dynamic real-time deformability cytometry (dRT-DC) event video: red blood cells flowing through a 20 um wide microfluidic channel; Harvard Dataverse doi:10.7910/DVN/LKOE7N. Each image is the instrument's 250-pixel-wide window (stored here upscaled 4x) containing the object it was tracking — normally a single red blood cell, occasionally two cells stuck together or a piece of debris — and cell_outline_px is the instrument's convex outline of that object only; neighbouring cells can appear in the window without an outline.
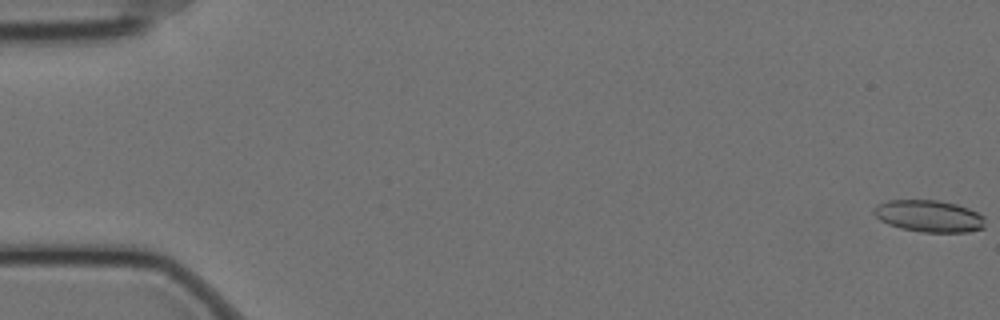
{"species": "Egyptian fruit bat (a non-hibernating species)", "species_latin": "Rousettus aegyptiacus", "temperature_condition": "cold", "stored_images_in_passage": 21, "camera_frame_rate_fps": 3000, "um_per_image_px": 0.085, "animal": {"sex": "female"}, "frame": {"image": 1, "passage_image": 1, "time_ms": 0.0, "image_size_px": [1000, 320], "cell_outline_px": [[984, 228], [968, 232], [920, 232], [900, 228], [888, 224], [880, 220], [872, 212], [872, 208], [876, 204], [888, 200], [940, 200], [956, 204], [968, 208], [984, 216]], "centroid_in_image_um": [78.93, 18.36], "position_along_channel_um": 6.1, "area_um2": 20.87}}
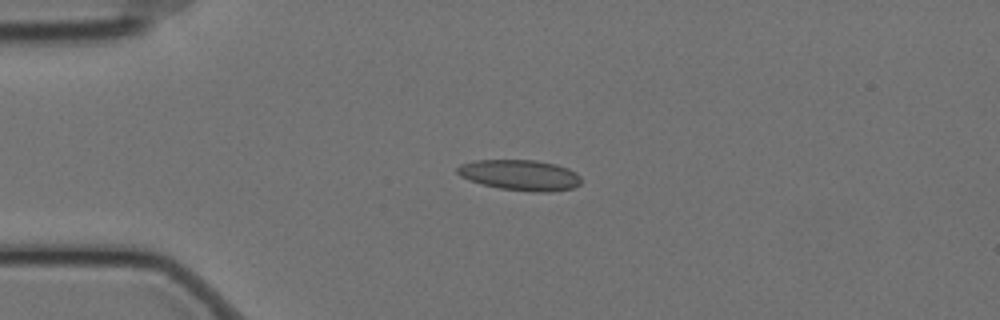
{"frame": {"image": 2, "passage_image": 15, "time_ms": 4.667, "image_size_px": [1000, 320], "cell_outline_px": [[580, 184], [572, 188], [552, 192], [532, 192], [500, 188], [468, 180], [460, 176], [456, 172], [456, 168], [460, 164], [476, 160], [536, 160], [556, 164], [568, 168], [576, 172], [580, 176]], "centroid_in_image_um": [44.21, 14.88], "position_along_channel_um": 40.8, "area_um2": 22.2}}
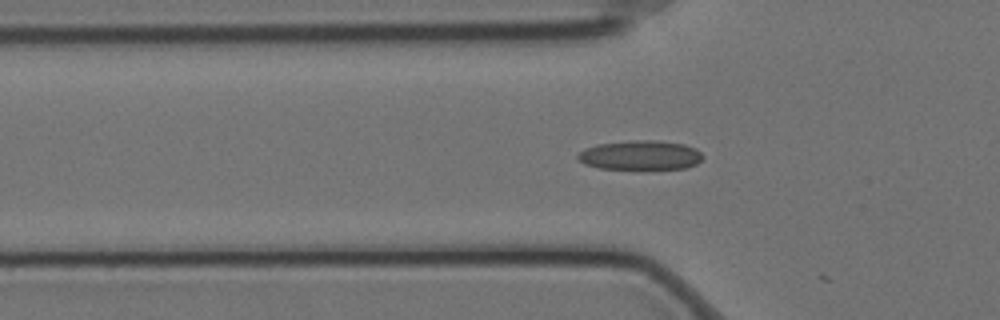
{"frame": {"image": 3, "passage_image": 20, "time_ms": 6.333, "image_size_px": [1000, 320], "cell_outline_px": [[704, 156], [696, 164], [688, 168], [640, 172], [600, 168], [584, 164], [576, 156], [584, 148], [596, 144], [636, 140], [656, 140], [684, 144], [696, 148]], "centroid_in_image_um": [54.45, 13.24], "position_along_channel_um": 71.4, "area_um2": 22.48}}